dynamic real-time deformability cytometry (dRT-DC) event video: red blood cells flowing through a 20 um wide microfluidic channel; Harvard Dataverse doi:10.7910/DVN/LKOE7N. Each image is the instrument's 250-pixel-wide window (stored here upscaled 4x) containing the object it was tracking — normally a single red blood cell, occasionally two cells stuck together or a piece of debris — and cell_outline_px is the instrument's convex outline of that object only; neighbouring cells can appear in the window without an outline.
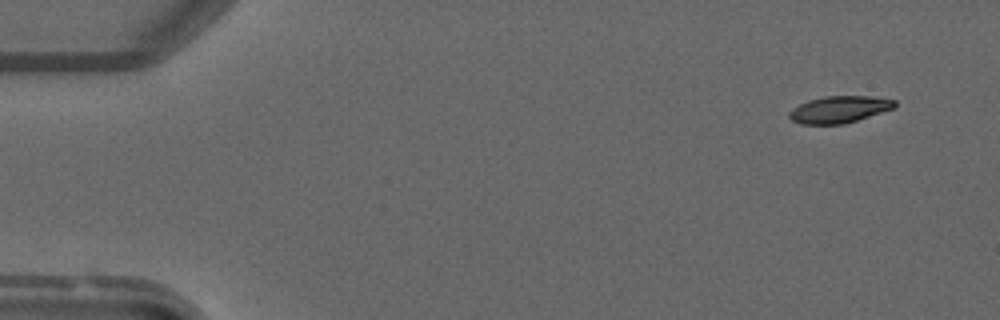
{"species": "common noctule bat (a hibernating species)", "species_latin": "Nyctalus noctula", "temperature_condition": "warm", "stored_images_in_passage": 5, "camera_frame_rate_fps": 3000, "um_per_image_px": 0.085, "animal": {"sex": "male", "forearm_length_mm": 52.5}, "frame": {"image": 1, "passage_image": 1, "time_ms": 0.0, "image_size_px": [1000, 320], "cell_outline_px": [[896, 108], [844, 124], [800, 124], [792, 120], [788, 116], [788, 112], [792, 108], [808, 100], [824, 96], [868, 96], [896, 100]], "centroid_in_image_um": [71.33, 9.3], "position_along_channel_um": 13.7, "area_um2": 16.59}}